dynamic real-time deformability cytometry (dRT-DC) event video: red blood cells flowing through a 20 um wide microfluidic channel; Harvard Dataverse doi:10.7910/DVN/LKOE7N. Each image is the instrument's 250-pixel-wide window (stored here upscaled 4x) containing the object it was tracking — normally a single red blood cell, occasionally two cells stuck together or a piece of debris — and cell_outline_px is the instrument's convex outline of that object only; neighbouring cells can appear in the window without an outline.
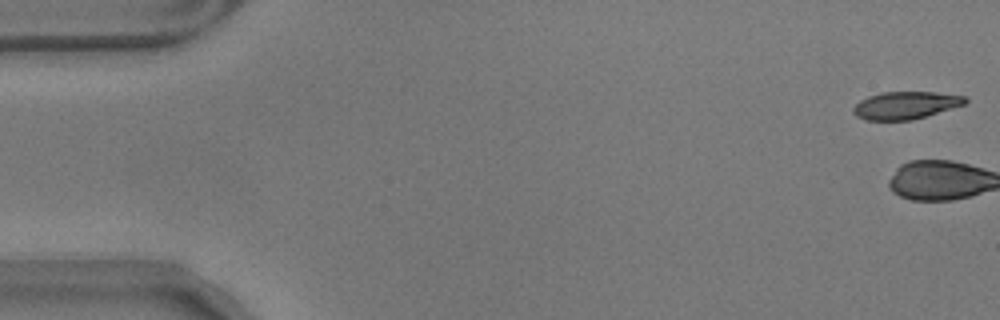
{"species": "common noctule bat (a hibernating species)", "species_latin": "Nyctalus noctula", "temperature_condition": "warm", "stored_images_in_passage": 2, "camera_frame_rate_fps": 3000, "um_per_image_px": 0.085, "animal": {"sex": "male", "body_mass_g": 17.9}, "frame": {"image": 1, "passage_image": 1, "time_ms": 0.0, "image_size_px": [1000, 320], "cell_outline_px": [[968, 100], [964, 104], [912, 120], [864, 120], [856, 116], [852, 112], [852, 108], [860, 100], [868, 96], [880, 92], [936, 92], [964, 96]], "centroid_in_image_um": [76.92, 8.95], "position_along_channel_um": 8.1, "area_um2": 17.86}}